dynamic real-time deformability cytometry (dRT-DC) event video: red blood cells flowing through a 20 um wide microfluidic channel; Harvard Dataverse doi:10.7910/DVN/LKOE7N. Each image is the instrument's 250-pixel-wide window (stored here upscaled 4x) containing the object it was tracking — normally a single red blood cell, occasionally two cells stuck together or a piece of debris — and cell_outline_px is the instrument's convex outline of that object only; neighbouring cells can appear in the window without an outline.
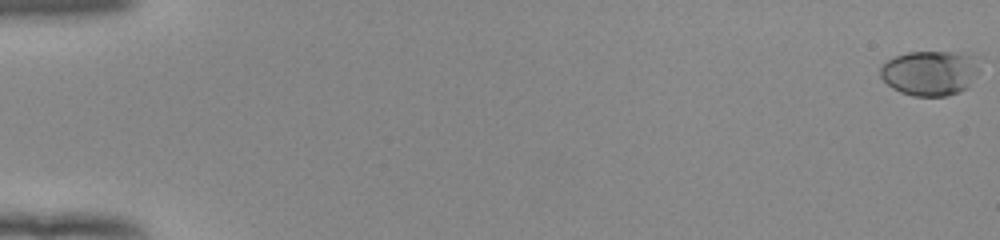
{"species": "human", "species_latin": "Homo sapiens", "temperature_condition": "room temperature", "stored_images_in_passage": 54, "camera_frame_rate_fps": 3000, "um_per_image_px": 0.085, "donor": {"sex": "female"}, "frame": {"image": 1, "passage_image": 1, "time_ms": 0.0, "image_size_px": [1000, 240], "cell_outline_px": [[980, 72], [968, 88], [960, 92], [948, 96], [912, 96], [900, 92], [892, 88], [880, 76], [880, 68], [888, 60], [896, 56], [908, 52], [956, 52], [980, 56]], "centroid_in_image_um": [79.14, 6.2], "position_along_channel_um": 5.9, "area_um2": 26.59}}
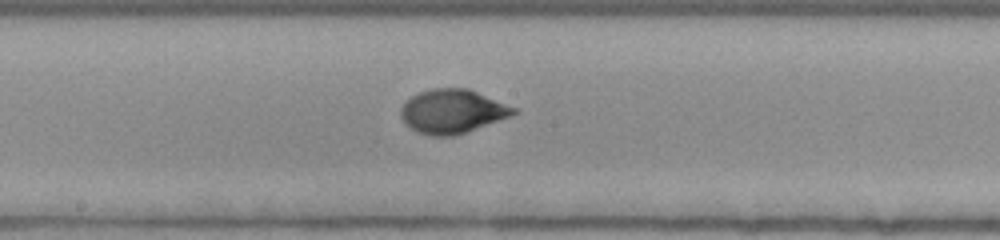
{"frame": {"image": 2, "passage_image": 31, "time_ms": 10.0, "image_size_px": [1000, 240], "cell_outline_px": [[520, 112], [512, 116], [452, 136], [428, 136], [416, 132], [404, 124], [400, 116], [400, 108], [412, 96], [420, 92], [432, 88], [468, 88], [516, 108]], "centroid_in_image_um": [38.43, 9.47], "position_along_channel_um": 209.8, "area_um2": 28.84}}
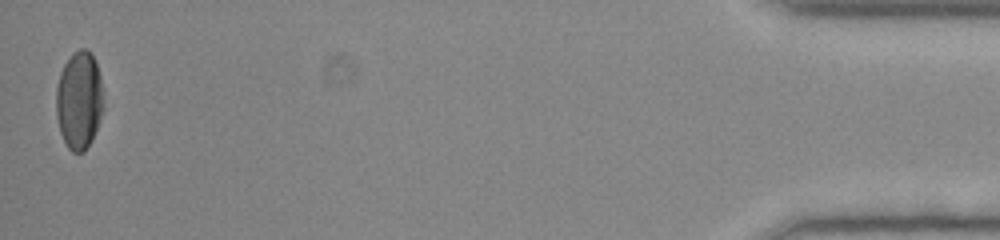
{"frame": {"image": 3, "passage_image": 54, "time_ms": 17.667, "image_size_px": [1000, 240], "cell_outline_px": [[104, 108], [100, 120], [92, 140], [84, 152], [72, 152], [68, 148], [60, 132], [56, 116], [56, 88], [60, 72], [64, 64], [72, 52], [80, 48], [84, 48], [92, 56], [96, 64], [100, 76], [104, 100]], "centroid_in_image_um": [6.73, 8.53], "position_along_channel_um": 428.5, "area_um2": 27.22}, "authors_computed_cell_mechanics": {"area_um2": 27.3394, "velocity_mm_per_s": 3.9444, "shape_relaxation_time_tau1_ms": 5.2876, "shape_relaxation_time_tau2_ms": 0.7634, "deformation_change_tau1": 0.1907, "deformation_change_tau2": 0.0401}}